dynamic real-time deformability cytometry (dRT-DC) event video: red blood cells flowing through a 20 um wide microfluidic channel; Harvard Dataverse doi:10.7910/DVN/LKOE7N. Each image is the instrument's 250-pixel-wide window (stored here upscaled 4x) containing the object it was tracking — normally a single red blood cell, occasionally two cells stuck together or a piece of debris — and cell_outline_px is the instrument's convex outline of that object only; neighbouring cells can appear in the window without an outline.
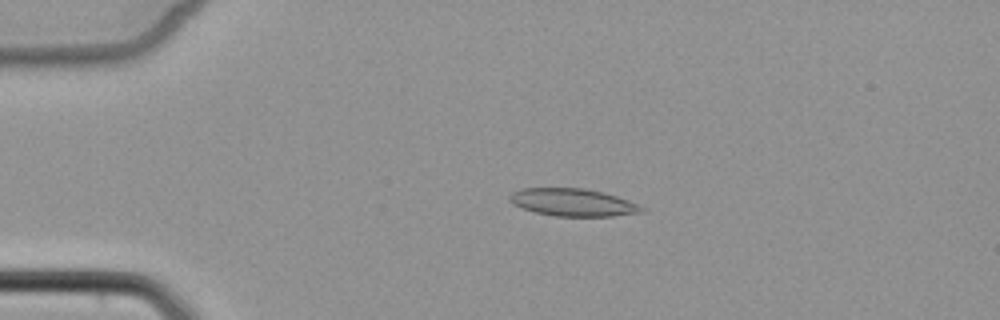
{"species": "common noctule bat (a hibernating species)", "species_latin": "Nyctalus noctula", "temperature_condition": "cold", "stored_images_in_passage": 5, "camera_frame_rate_fps": 3000, "um_per_image_px": 0.085, "animal": {"sex": "female", "body_mass_g": 22.7, "forearm_length_mm": 54.2}, "frame": {"image": 1, "passage_image": 4, "time_ms": 3.667, "image_size_px": [1000, 320], "cell_outline_px": [[644, 212], [612, 216], [552, 216], [536, 212], [512, 204], [508, 200], [508, 196], [512, 192], [520, 188], [584, 188], [604, 192], [628, 200], [644, 208]], "centroid_in_image_um": [48.66, 17.19], "position_along_channel_um": 36.3, "area_um2": 21.21}}